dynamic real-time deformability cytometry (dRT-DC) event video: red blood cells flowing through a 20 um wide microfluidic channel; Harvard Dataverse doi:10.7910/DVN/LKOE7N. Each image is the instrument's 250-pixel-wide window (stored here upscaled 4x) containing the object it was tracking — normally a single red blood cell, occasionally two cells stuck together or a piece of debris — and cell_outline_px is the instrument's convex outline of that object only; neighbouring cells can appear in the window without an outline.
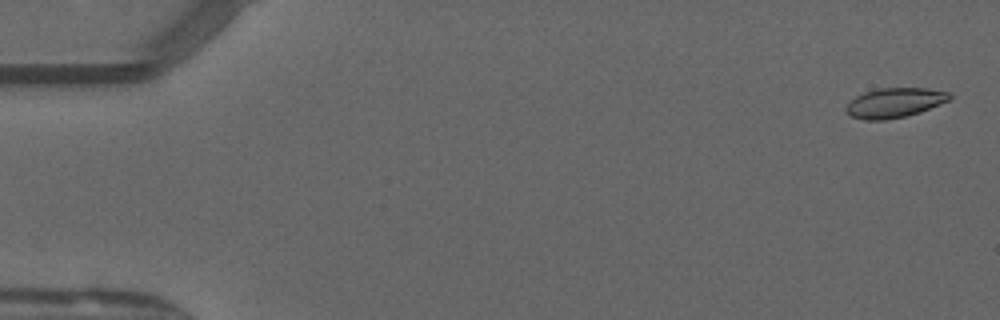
{"species": "common noctule bat (a hibernating species)", "species_latin": "Nyctalus noctula", "temperature_condition": "warm", "stored_images_in_passage": 46, "camera_frame_rate_fps": 3000, "um_per_image_px": 0.085, "animal": {"sex": "male", "forearm_length_mm": 52.5}, "frame": {"image": 1, "passage_image": 2, "time_ms": 0.333, "image_size_px": [1000, 320], "cell_outline_px": [[952, 100], [920, 112], [908, 116], [884, 120], [864, 120], [852, 116], [844, 112], [844, 108], [848, 100], [864, 92], [876, 88], [928, 88], [948, 92], [952, 96]], "centroid_in_image_um": [76.02, 8.73], "position_along_channel_um": 9.0, "area_um2": 18.32}}
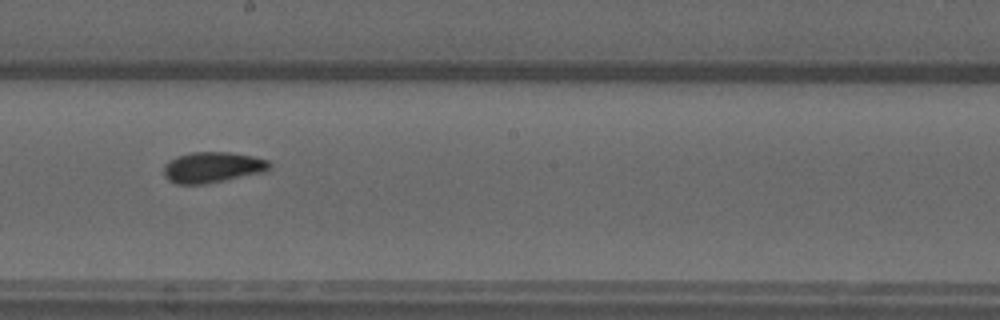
{"frame": {"image": 2, "passage_image": 29, "time_ms": 9.333, "image_size_px": [1000, 320], "cell_outline_px": [[272, 168], [264, 172], [204, 184], [176, 184], [168, 180], [164, 176], [164, 168], [168, 160], [176, 156], [192, 152], [228, 152], [252, 156], [268, 160], [272, 164]], "centroid_in_image_um": [18.06, 14.22], "position_along_channel_um": 230.1, "area_um2": 19.02}}
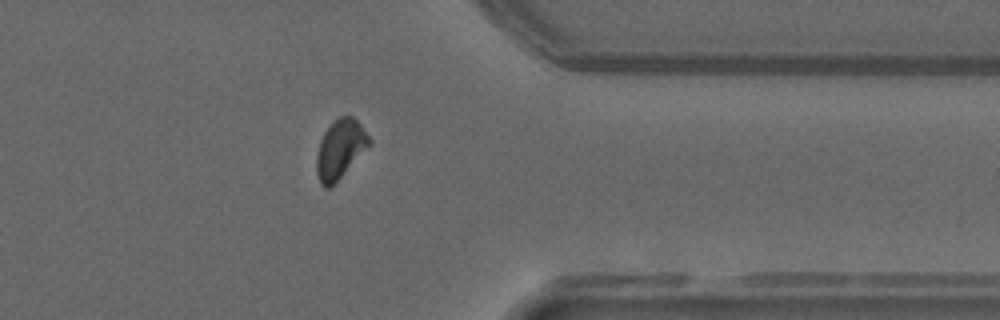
{"frame": {"image": 3, "passage_image": 41, "time_ms": 13.333, "image_size_px": [1000, 320], "cell_outline_px": [[372, 144], [328, 188], [324, 188], [320, 184], [316, 172], [316, 156], [320, 140], [324, 132], [332, 120], [340, 116], [352, 116], [360, 124], [372, 140]], "centroid_in_image_um": [28.9, 12.64], "position_along_channel_um": 382.5, "area_um2": 17.98}, "authors_computed_cell_mechanics": {"area_um2": 18.0625, "velocity_mm_per_s": 4.0716, "shape_relaxation_time_tau1_ms": 4.6535, "shape_relaxation_time_tau2_ms": 1.1428, "deformation_change_tau1": 0.1339, "deformation_change_tau2": 0.0488}}